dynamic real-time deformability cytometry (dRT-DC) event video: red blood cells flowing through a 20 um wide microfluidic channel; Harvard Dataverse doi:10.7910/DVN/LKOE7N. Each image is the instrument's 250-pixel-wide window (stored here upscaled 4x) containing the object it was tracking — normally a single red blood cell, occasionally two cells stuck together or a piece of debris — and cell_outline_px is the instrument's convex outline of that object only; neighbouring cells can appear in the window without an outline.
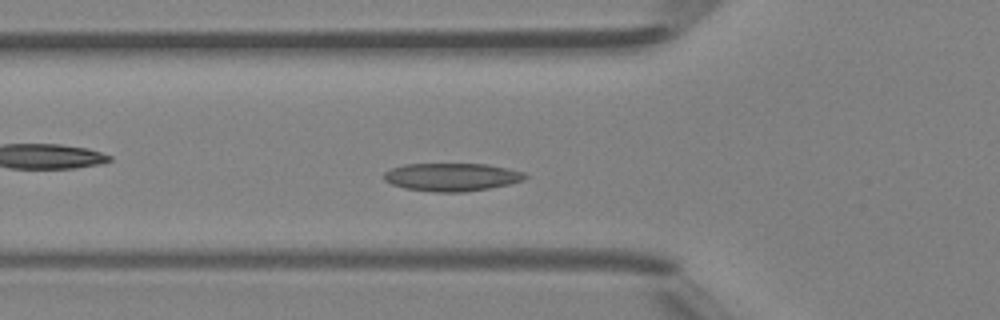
{"species": "Egyptian fruit bat (a non-hibernating species)", "species_latin": "Rousettus aegyptiacus", "temperature_condition": "room temperature", "stored_images_in_passage": 34, "camera_frame_rate_fps": 3000, "um_per_image_px": 0.085, "animal": {"sex": "female"}, "frame": {"image": 1, "passage_image": 12, "time_ms": 3.667, "image_size_px": [1000, 320], "cell_outline_px": [[528, 176], [524, 180], [508, 184], [488, 188], [464, 192], [432, 192], [404, 188], [392, 184], [384, 180], [384, 172], [392, 168], [404, 164], [488, 164], [524, 172]], "centroid_in_image_um": [38.39, 15.05], "position_along_channel_um": 87.4, "area_um2": 23.0}}
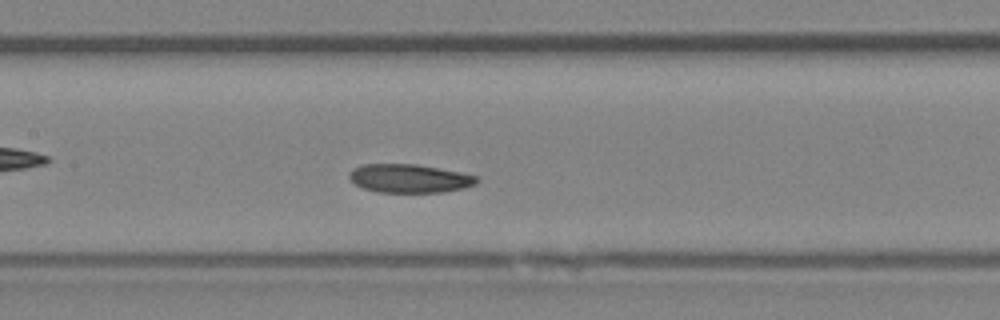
{"frame": {"image": 2, "passage_image": 18, "time_ms": 5.667, "image_size_px": [1000, 320], "cell_outline_px": [[480, 180], [476, 184], [464, 188], [444, 192], [376, 192], [364, 188], [356, 184], [348, 176], [348, 172], [352, 168], [364, 164], [416, 164], [460, 172], [480, 176]], "centroid_in_image_um": [34.83, 15.16], "position_along_channel_um": 172.6, "area_um2": 21.33}}
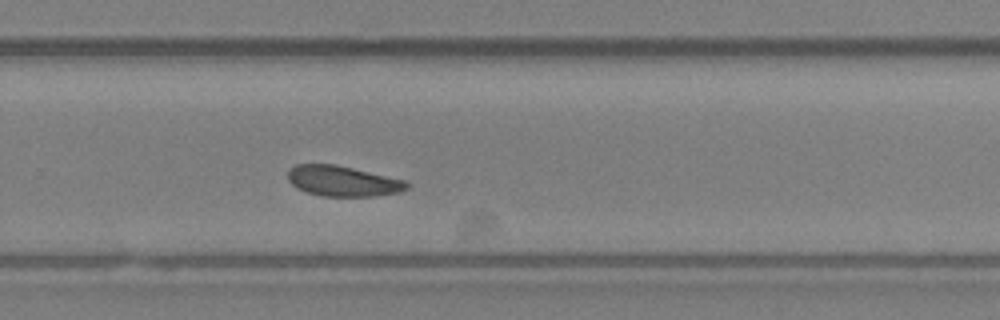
{"frame": {"image": 3, "passage_image": 27, "time_ms": 8.667, "image_size_px": [1000, 320], "cell_outline_px": [[408, 188], [400, 192], [372, 196], [324, 196], [308, 192], [296, 188], [288, 180], [288, 168], [296, 164], [336, 164], [408, 180]], "centroid_in_image_um": [29.15, 15.38], "position_along_channel_um": 300.7, "area_um2": 21.27}}